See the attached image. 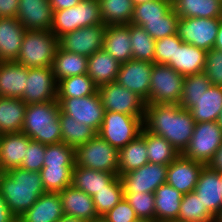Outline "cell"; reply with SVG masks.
Segmentation results:
<instances>
[{"label":"cell","instance_id":"cell-58","mask_svg":"<svg viewBox=\"0 0 222 222\" xmlns=\"http://www.w3.org/2000/svg\"><path fill=\"white\" fill-rule=\"evenodd\" d=\"M87 222H107L102 216H99L93 220L87 221Z\"/></svg>","mask_w":222,"mask_h":222},{"label":"cell","instance_id":"cell-59","mask_svg":"<svg viewBox=\"0 0 222 222\" xmlns=\"http://www.w3.org/2000/svg\"><path fill=\"white\" fill-rule=\"evenodd\" d=\"M215 222H222V208L219 214L215 217Z\"/></svg>","mask_w":222,"mask_h":222},{"label":"cell","instance_id":"cell-25","mask_svg":"<svg viewBox=\"0 0 222 222\" xmlns=\"http://www.w3.org/2000/svg\"><path fill=\"white\" fill-rule=\"evenodd\" d=\"M206 54V50L183 42L176 45L174 62H170L169 66L184 77L201 73L205 68Z\"/></svg>","mask_w":222,"mask_h":222},{"label":"cell","instance_id":"cell-31","mask_svg":"<svg viewBox=\"0 0 222 222\" xmlns=\"http://www.w3.org/2000/svg\"><path fill=\"white\" fill-rule=\"evenodd\" d=\"M117 176L114 173L96 171L75 164L72 185L93 197L97 192L105 189Z\"/></svg>","mask_w":222,"mask_h":222},{"label":"cell","instance_id":"cell-62","mask_svg":"<svg viewBox=\"0 0 222 222\" xmlns=\"http://www.w3.org/2000/svg\"><path fill=\"white\" fill-rule=\"evenodd\" d=\"M135 222H157L156 220H149V219H138Z\"/></svg>","mask_w":222,"mask_h":222},{"label":"cell","instance_id":"cell-12","mask_svg":"<svg viewBox=\"0 0 222 222\" xmlns=\"http://www.w3.org/2000/svg\"><path fill=\"white\" fill-rule=\"evenodd\" d=\"M98 92L105 111L119 112L132 116L145 115V101L117 82L99 86Z\"/></svg>","mask_w":222,"mask_h":222},{"label":"cell","instance_id":"cell-30","mask_svg":"<svg viewBox=\"0 0 222 222\" xmlns=\"http://www.w3.org/2000/svg\"><path fill=\"white\" fill-rule=\"evenodd\" d=\"M172 6L179 18L222 19L221 0H172Z\"/></svg>","mask_w":222,"mask_h":222},{"label":"cell","instance_id":"cell-45","mask_svg":"<svg viewBox=\"0 0 222 222\" xmlns=\"http://www.w3.org/2000/svg\"><path fill=\"white\" fill-rule=\"evenodd\" d=\"M75 149L65 143L50 144L45 146L43 166L74 167Z\"/></svg>","mask_w":222,"mask_h":222},{"label":"cell","instance_id":"cell-32","mask_svg":"<svg viewBox=\"0 0 222 222\" xmlns=\"http://www.w3.org/2000/svg\"><path fill=\"white\" fill-rule=\"evenodd\" d=\"M222 110V87L211 85L189 109L195 123L218 121Z\"/></svg>","mask_w":222,"mask_h":222},{"label":"cell","instance_id":"cell-49","mask_svg":"<svg viewBox=\"0 0 222 222\" xmlns=\"http://www.w3.org/2000/svg\"><path fill=\"white\" fill-rule=\"evenodd\" d=\"M45 146V144L31 140L20 168L40 172L44 163Z\"/></svg>","mask_w":222,"mask_h":222},{"label":"cell","instance_id":"cell-24","mask_svg":"<svg viewBox=\"0 0 222 222\" xmlns=\"http://www.w3.org/2000/svg\"><path fill=\"white\" fill-rule=\"evenodd\" d=\"M27 76V67L15 61L0 62V97L21 98Z\"/></svg>","mask_w":222,"mask_h":222},{"label":"cell","instance_id":"cell-27","mask_svg":"<svg viewBox=\"0 0 222 222\" xmlns=\"http://www.w3.org/2000/svg\"><path fill=\"white\" fill-rule=\"evenodd\" d=\"M120 66L116 59L101 49L88 57L87 75L99 87L116 82Z\"/></svg>","mask_w":222,"mask_h":222},{"label":"cell","instance_id":"cell-18","mask_svg":"<svg viewBox=\"0 0 222 222\" xmlns=\"http://www.w3.org/2000/svg\"><path fill=\"white\" fill-rule=\"evenodd\" d=\"M17 20L26 30L51 31L53 10L49 0H19Z\"/></svg>","mask_w":222,"mask_h":222},{"label":"cell","instance_id":"cell-64","mask_svg":"<svg viewBox=\"0 0 222 222\" xmlns=\"http://www.w3.org/2000/svg\"><path fill=\"white\" fill-rule=\"evenodd\" d=\"M219 175H220L221 187H222V171H219ZM221 191H222V189H221Z\"/></svg>","mask_w":222,"mask_h":222},{"label":"cell","instance_id":"cell-26","mask_svg":"<svg viewBox=\"0 0 222 222\" xmlns=\"http://www.w3.org/2000/svg\"><path fill=\"white\" fill-rule=\"evenodd\" d=\"M103 50L120 64L133 59L129 24L106 26Z\"/></svg>","mask_w":222,"mask_h":222},{"label":"cell","instance_id":"cell-55","mask_svg":"<svg viewBox=\"0 0 222 222\" xmlns=\"http://www.w3.org/2000/svg\"><path fill=\"white\" fill-rule=\"evenodd\" d=\"M212 169L222 171V144L213 157L212 161L208 164Z\"/></svg>","mask_w":222,"mask_h":222},{"label":"cell","instance_id":"cell-42","mask_svg":"<svg viewBox=\"0 0 222 222\" xmlns=\"http://www.w3.org/2000/svg\"><path fill=\"white\" fill-rule=\"evenodd\" d=\"M172 0H151L134 6L131 24L142 26L148 20L162 19L171 9Z\"/></svg>","mask_w":222,"mask_h":222},{"label":"cell","instance_id":"cell-28","mask_svg":"<svg viewBox=\"0 0 222 222\" xmlns=\"http://www.w3.org/2000/svg\"><path fill=\"white\" fill-rule=\"evenodd\" d=\"M183 194L167 182L155 191V220L157 222H177Z\"/></svg>","mask_w":222,"mask_h":222},{"label":"cell","instance_id":"cell-44","mask_svg":"<svg viewBox=\"0 0 222 222\" xmlns=\"http://www.w3.org/2000/svg\"><path fill=\"white\" fill-rule=\"evenodd\" d=\"M74 167L43 166L40 173L42 184L46 192H61L72 185Z\"/></svg>","mask_w":222,"mask_h":222},{"label":"cell","instance_id":"cell-3","mask_svg":"<svg viewBox=\"0 0 222 222\" xmlns=\"http://www.w3.org/2000/svg\"><path fill=\"white\" fill-rule=\"evenodd\" d=\"M60 111L57 100L27 104L21 132L45 145L61 143Z\"/></svg>","mask_w":222,"mask_h":222},{"label":"cell","instance_id":"cell-9","mask_svg":"<svg viewBox=\"0 0 222 222\" xmlns=\"http://www.w3.org/2000/svg\"><path fill=\"white\" fill-rule=\"evenodd\" d=\"M222 144V129L217 121L195 124L191 140L183 156L208 165Z\"/></svg>","mask_w":222,"mask_h":222},{"label":"cell","instance_id":"cell-21","mask_svg":"<svg viewBox=\"0 0 222 222\" xmlns=\"http://www.w3.org/2000/svg\"><path fill=\"white\" fill-rule=\"evenodd\" d=\"M64 215L60 195L45 192L20 217V222H57Z\"/></svg>","mask_w":222,"mask_h":222},{"label":"cell","instance_id":"cell-36","mask_svg":"<svg viewBox=\"0 0 222 222\" xmlns=\"http://www.w3.org/2000/svg\"><path fill=\"white\" fill-rule=\"evenodd\" d=\"M102 22L106 26L128 25L133 17L132 0H98Z\"/></svg>","mask_w":222,"mask_h":222},{"label":"cell","instance_id":"cell-16","mask_svg":"<svg viewBox=\"0 0 222 222\" xmlns=\"http://www.w3.org/2000/svg\"><path fill=\"white\" fill-rule=\"evenodd\" d=\"M152 68L153 63L136 59L129 60L121 64L116 82L137 94L147 103Z\"/></svg>","mask_w":222,"mask_h":222},{"label":"cell","instance_id":"cell-37","mask_svg":"<svg viewBox=\"0 0 222 222\" xmlns=\"http://www.w3.org/2000/svg\"><path fill=\"white\" fill-rule=\"evenodd\" d=\"M98 87L87 74L67 77L57 85V98H79L93 95Z\"/></svg>","mask_w":222,"mask_h":222},{"label":"cell","instance_id":"cell-41","mask_svg":"<svg viewBox=\"0 0 222 222\" xmlns=\"http://www.w3.org/2000/svg\"><path fill=\"white\" fill-rule=\"evenodd\" d=\"M211 85L210 80L204 72L185 76L179 105L189 110Z\"/></svg>","mask_w":222,"mask_h":222},{"label":"cell","instance_id":"cell-47","mask_svg":"<svg viewBox=\"0 0 222 222\" xmlns=\"http://www.w3.org/2000/svg\"><path fill=\"white\" fill-rule=\"evenodd\" d=\"M124 198L139 219L155 220V193H124Z\"/></svg>","mask_w":222,"mask_h":222},{"label":"cell","instance_id":"cell-40","mask_svg":"<svg viewBox=\"0 0 222 222\" xmlns=\"http://www.w3.org/2000/svg\"><path fill=\"white\" fill-rule=\"evenodd\" d=\"M133 59L154 63L155 42L141 26L129 24Z\"/></svg>","mask_w":222,"mask_h":222},{"label":"cell","instance_id":"cell-10","mask_svg":"<svg viewBox=\"0 0 222 222\" xmlns=\"http://www.w3.org/2000/svg\"><path fill=\"white\" fill-rule=\"evenodd\" d=\"M221 19L180 18L177 36L184 42L209 51L214 48Z\"/></svg>","mask_w":222,"mask_h":222},{"label":"cell","instance_id":"cell-4","mask_svg":"<svg viewBox=\"0 0 222 222\" xmlns=\"http://www.w3.org/2000/svg\"><path fill=\"white\" fill-rule=\"evenodd\" d=\"M58 47V37L50 30H26L15 62L27 68L51 67Z\"/></svg>","mask_w":222,"mask_h":222},{"label":"cell","instance_id":"cell-22","mask_svg":"<svg viewBox=\"0 0 222 222\" xmlns=\"http://www.w3.org/2000/svg\"><path fill=\"white\" fill-rule=\"evenodd\" d=\"M64 215L86 221L99 217L96 213L92 196L76 189L73 185L59 192Z\"/></svg>","mask_w":222,"mask_h":222},{"label":"cell","instance_id":"cell-61","mask_svg":"<svg viewBox=\"0 0 222 222\" xmlns=\"http://www.w3.org/2000/svg\"><path fill=\"white\" fill-rule=\"evenodd\" d=\"M218 124H219V126H220V128L222 129V110H221V112H220V116H219V118H218Z\"/></svg>","mask_w":222,"mask_h":222},{"label":"cell","instance_id":"cell-57","mask_svg":"<svg viewBox=\"0 0 222 222\" xmlns=\"http://www.w3.org/2000/svg\"><path fill=\"white\" fill-rule=\"evenodd\" d=\"M57 222H87V221L76 217L63 215Z\"/></svg>","mask_w":222,"mask_h":222},{"label":"cell","instance_id":"cell-51","mask_svg":"<svg viewBox=\"0 0 222 222\" xmlns=\"http://www.w3.org/2000/svg\"><path fill=\"white\" fill-rule=\"evenodd\" d=\"M107 222H135L139 218L125 198L102 216Z\"/></svg>","mask_w":222,"mask_h":222},{"label":"cell","instance_id":"cell-6","mask_svg":"<svg viewBox=\"0 0 222 222\" xmlns=\"http://www.w3.org/2000/svg\"><path fill=\"white\" fill-rule=\"evenodd\" d=\"M98 0H82L76 6L53 11L51 32L58 38L82 27L102 24Z\"/></svg>","mask_w":222,"mask_h":222},{"label":"cell","instance_id":"cell-7","mask_svg":"<svg viewBox=\"0 0 222 222\" xmlns=\"http://www.w3.org/2000/svg\"><path fill=\"white\" fill-rule=\"evenodd\" d=\"M76 165L118 175L119 150L96 135L75 150Z\"/></svg>","mask_w":222,"mask_h":222},{"label":"cell","instance_id":"cell-63","mask_svg":"<svg viewBox=\"0 0 222 222\" xmlns=\"http://www.w3.org/2000/svg\"><path fill=\"white\" fill-rule=\"evenodd\" d=\"M10 222H20L18 217H14Z\"/></svg>","mask_w":222,"mask_h":222},{"label":"cell","instance_id":"cell-29","mask_svg":"<svg viewBox=\"0 0 222 222\" xmlns=\"http://www.w3.org/2000/svg\"><path fill=\"white\" fill-rule=\"evenodd\" d=\"M146 147V129L141 134L119 150L118 176L136 170L149 162Z\"/></svg>","mask_w":222,"mask_h":222},{"label":"cell","instance_id":"cell-53","mask_svg":"<svg viewBox=\"0 0 222 222\" xmlns=\"http://www.w3.org/2000/svg\"><path fill=\"white\" fill-rule=\"evenodd\" d=\"M81 1L82 0H49L53 11L72 8Z\"/></svg>","mask_w":222,"mask_h":222},{"label":"cell","instance_id":"cell-39","mask_svg":"<svg viewBox=\"0 0 222 222\" xmlns=\"http://www.w3.org/2000/svg\"><path fill=\"white\" fill-rule=\"evenodd\" d=\"M177 221L180 222H215V217L202 204L193 191L183 194Z\"/></svg>","mask_w":222,"mask_h":222},{"label":"cell","instance_id":"cell-1","mask_svg":"<svg viewBox=\"0 0 222 222\" xmlns=\"http://www.w3.org/2000/svg\"><path fill=\"white\" fill-rule=\"evenodd\" d=\"M189 110L179 104H146L144 128L165 138L182 154L187 148L195 127Z\"/></svg>","mask_w":222,"mask_h":222},{"label":"cell","instance_id":"cell-52","mask_svg":"<svg viewBox=\"0 0 222 222\" xmlns=\"http://www.w3.org/2000/svg\"><path fill=\"white\" fill-rule=\"evenodd\" d=\"M19 0H0V18H17Z\"/></svg>","mask_w":222,"mask_h":222},{"label":"cell","instance_id":"cell-13","mask_svg":"<svg viewBox=\"0 0 222 222\" xmlns=\"http://www.w3.org/2000/svg\"><path fill=\"white\" fill-rule=\"evenodd\" d=\"M105 31L103 23L82 27L59 37L58 46L61 50L89 57L103 49Z\"/></svg>","mask_w":222,"mask_h":222},{"label":"cell","instance_id":"cell-20","mask_svg":"<svg viewBox=\"0 0 222 222\" xmlns=\"http://www.w3.org/2000/svg\"><path fill=\"white\" fill-rule=\"evenodd\" d=\"M31 139L23 132L0 135V172L19 168Z\"/></svg>","mask_w":222,"mask_h":222},{"label":"cell","instance_id":"cell-54","mask_svg":"<svg viewBox=\"0 0 222 222\" xmlns=\"http://www.w3.org/2000/svg\"><path fill=\"white\" fill-rule=\"evenodd\" d=\"M15 216L10 212L5 199L0 194V222H10Z\"/></svg>","mask_w":222,"mask_h":222},{"label":"cell","instance_id":"cell-56","mask_svg":"<svg viewBox=\"0 0 222 222\" xmlns=\"http://www.w3.org/2000/svg\"><path fill=\"white\" fill-rule=\"evenodd\" d=\"M214 48L222 51V19L219 24L218 34L216 37Z\"/></svg>","mask_w":222,"mask_h":222},{"label":"cell","instance_id":"cell-19","mask_svg":"<svg viewBox=\"0 0 222 222\" xmlns=\"http://www.w3.org/2000/svg\"><path fill=\"white\" fill-rule=\"evenodd\" d=\"M219 172L204 165L198 176L194 192L207 210L216 217L222 208V191Z\"/></svg>","mask_w":222,"mask_h":222},{"label":"cell","instance_id":"cell-38","mask_svg":"<svg viewBox=\"0 0 222 222\" xmlns=\"http://www.w3.org/2000/svg\"><path fill=\"white\" fill-rule=\"evenodd\" d=\"M146 147L149 163L169 165L179 155L171 143L162 136L146 130Z\"/></svg>","mask_w":222,"mask_h":222},{"label":"cell","instance_id":"cell-5","mask_svg":"<svg viewBox=\"0 0 222 222\" xmlns=\"http://www.w3.org/2000/svg\"><path fill=\"white\" fill-rule=\"evenodd\" d=\"M144 116H132L119 112L105 111L97 135L114 148L120 150L136 139L143 129Z\"/></svg>","mask_w":222,"mask_h":222},{"label":"cell","instance_id":"cell-15","mask_svg":"<svg viewBox=\"0 0 222 222\" xmlns=\"http://www.w3.org/2000/svg\"><path fill=\"white\" fill-rule=\"evenodd\" d=\"M168 165L146 163L136 170L120 176L124 193H155L156 189L166 183Z\"/></svg>","mask_w":222,"mask_h":222},{"label":"cell","instance_id":"cell-50","mask_svg":"<svg viewBox=\"0 0 222 222\" xmlns=\"http://www.w3.org/2000/svg\"><path fill=\"white\" fill-rule=\"evenodd\" d=\"M210 83L222 87V51L212 48L207 51L205 68L203 71Z\"/></svg>","mask_w":222,"mask_h":222},{"label":"cell","instance_id":"cell-46","mask_svg":"<svg viewBox=\"0 0 222 222\" xmlns=\"http://www.w3.org/2000/svg\"><path fill=\"white\" fill-rule=\"evenodd\" d=\"M179 17L172 8L162 19L148 20L141 27L155 40L177 34Z\"/></svg>","mask_w":222,"mask_h":222},{"label":"cell","instance_id":"cell-23","mask_svg":"<svg viewBox=\"0 0 222 222\" xmlns=\"http://www.w3.org/2000/svg\"><path fill=\"white\" fill-rule=\"evenodd\" d=\"M25 31L17 18H0V62L17 59Z\"/></svg>","mask_w":222,"mask_h":222},{"label":"cell","instance_id":"cell-35","mask_svg":"<svg viewBox=\"0 0 222 222\" xmlns=\"http://www.w3.org/2000/svg\"><path fill=\"white\" fill-rule=\"evenodd\" d=\"M59 122L62 143L67 144L75 150L97 135V132L92 127L83 122H77L73 117L64 114L62 111H60Z\"/></svg>","mask_w":222,"mask_h":222},{"label":"cell","instance_id":"cell-43","mask_svg":"<svg viewBox=\"0 0 222 222\" xmlns=\"http://www.w3.org/2000/svg\"><path fill=\"white\" fill-rule=\"evenodd\" d=\"M92 198L98 216H103L110 211L124 198V188L120 176H117L105 189L97 192Z\"/></svg>","mask_w":222,"mask_h":222},{"label":"cell","instance_id":"cell-33","mask_svg":"<svg viewBox=\"0 0 222 222\" xmlns=\"http://www.w3.org/2000/svg\"><path fill=\"white\" fill-rule=\"evenodd\" d=\"M26 106L20 98L0 97V135L21 132Z\"/></svg>","mask_w":222,"mask_h":222},{"label":"cell","instance_id":"cell-60","mask_svg":"<svg viewBox=\"0 0 222 222\" xmlns=\"http://www.w3.org/2000/svg\"><path fill=\"white\" fill-rule=\"evenodd\" d=\"M147 1H151V0H132L133 5H137L139 3H143V2H147Z\"/></svg>","mask_w":222,"mask_h":222},{"label":"cell","instance_id":"cell-8","mask_svg":"<svg viewBox=\"0 0 222 222\" xmlns=\"http://www.w3.org/2000/svg\"><path fill=\"white\" fill-rule=\"evenodd\" d=\"M184 76L165 64L153 63L149 101L146 104H179Z\"/></svg>","mask_w":222,"mask_h":222},{"label":"cell","instance_id":"cell-34","mask_svg":"<svg viewBox=\"0 0 222 222\" xmlns=\"http://www.w3.org/2000/svg\"><path fill=\"white\" fill-rule=\"evenodd\" d=\"M88 57L57 48L52 70L57 83L67 77L87 74Z\"/></svg>","mask_w":222,"mask_h":222},{"label":"cell","instance_id":"cell-14","mask_svg":"<svg viewBox=\"0 0 222 222\" xmlns=\"http://www.w3.org/2000/svg\"><path fill=\"white\" fill-rule=\"evenodd\" d=\"M57 85L52 67L28 68L26 89L20 99L26 104L56 101Z\"/></svg>","mask_w":222,"mask_h":222},{"label":"cell","instance_id":"cell-11","mask_svg":"<svg viewBox=\"0 0 222 222\" xmlns=\"http://www.w3.org/2000/svg\"><path fill=\"white\" fill-rule=\"evenodd\" d=\"M57 102L64 114L92 127L96 132L99 131L105 109L98 91L86 97L57 98Z\"/></svg>","mask_w":222,"mask_h":222},{"label":"cell","instance_id":"cell-2","mask_svg":"<svg viewBox=\"0 0 222 222\" xmlns=\"http://www.w3.org/2000/svg\"><path fill=\"white\" fill-rule=\"evenodd\" d=\"M40 172L22 168L0 172V194L15 217H20L45 193Z\"/></svg>","mask_w":222,"mask_h":222},{"label":"cell","instance_id":"cell-17","mask_svg":"<svg viewBox=\"0 0 222 222\" xmlns=\"http://www.w3.org/2000/svg\"><path fill=\"white\" fill-rule=\"evenodd\" d=\"M203 167V163L180 154L168 165L166 182L182 194L193 192Z\"/></svg>","mask_w":222,"mask_h":222},{"label":"cell","instance_id":"cell-48","mask_svg":"<svg viewBox=\"0 0 222 222\" xmlns=\"http://www.w3.org/2000/svg\"><path fill=\"white\" fill-rule=\"evenodd\" d=\"M183 41L175 35L166 36L155 42L154 63L169 65L174 62L176 45H181Z\"/></svg>","mask_w":222,"mask_h":222}]
</instances>
